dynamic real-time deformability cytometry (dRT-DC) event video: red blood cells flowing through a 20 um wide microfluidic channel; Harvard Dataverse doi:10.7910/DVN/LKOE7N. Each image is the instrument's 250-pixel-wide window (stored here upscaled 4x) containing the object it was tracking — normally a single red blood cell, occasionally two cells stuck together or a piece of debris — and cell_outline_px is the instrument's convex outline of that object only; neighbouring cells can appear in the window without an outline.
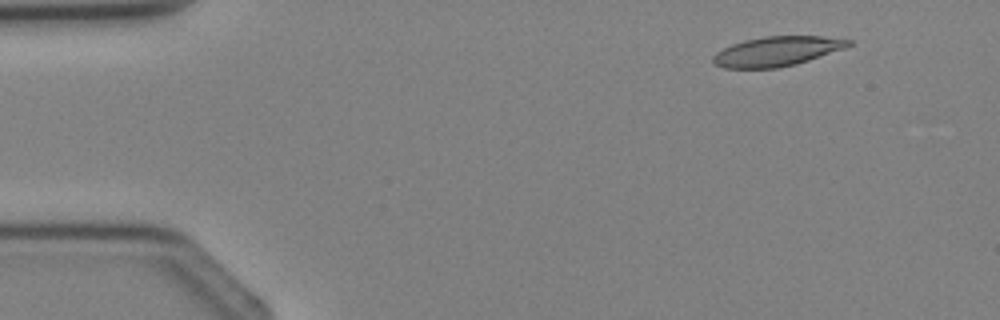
{"species": "Egyptian fruit bat (a non-hibernating species)", "species_latin": "Rousettus aegyptiacus", "temperature_condition": "cold", "stored_images_in_passage": 3, "camera_frame_rate_fps": 3000, "um_per_image_px": 0.085, "animal": {"sex": "female"}, "frame": {"image": 1, "passage_image": 2, "time_ms": 1.0, "image_size_px": [1000, 320], "cell_outline_px": [[852, 44], [844, 48], [796, 64], [776, 68], [724, 68], [716, 64], [712, 60], [712, 56], [716, 52], [732, 44], [744, 40], [764, 36], [820, 36], [852, 40]], "centroid_in_image_um": [66.01, 4.36], "position_along_channel_um": 19.0, "area_um2": 23.18}}